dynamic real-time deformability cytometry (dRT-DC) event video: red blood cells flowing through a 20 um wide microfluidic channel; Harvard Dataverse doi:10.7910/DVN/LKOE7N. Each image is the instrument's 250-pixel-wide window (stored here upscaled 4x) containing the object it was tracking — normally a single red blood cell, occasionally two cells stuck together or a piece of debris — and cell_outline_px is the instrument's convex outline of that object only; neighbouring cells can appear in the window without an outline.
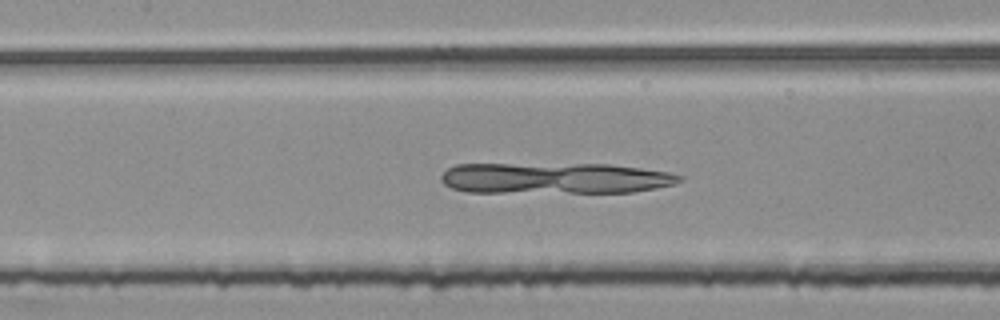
{"species": "common noctule bat (a hibernating species)", "species_latin": "Nyctalus noctula", "temperature_condition": "room temperature", "stored_images_in_passage": 38, "camera_frame_rate_fps": 3000, "um_per_image_px": 0.085, "animal": {"sex": "female", "body_mass_g": 25.1}, "frame": {"image": 1, "passage_image": 10, "time_ms": 3.0, "image_size_px": [1000, 320], "cell_outline_px": [[684, 180], [672, 184], [656, 188], [632, 192], [464, 192], [452, 188], [444, 184], [440, 180], [440, 176], [448, 168], [456, 164], [608, 164], [640, 168], [668, 172], [684, 176]], "centroid_in_image_um": [47.14, 15.14], "position_along_channel_um": 160.3, "area_um2": 43.23}}
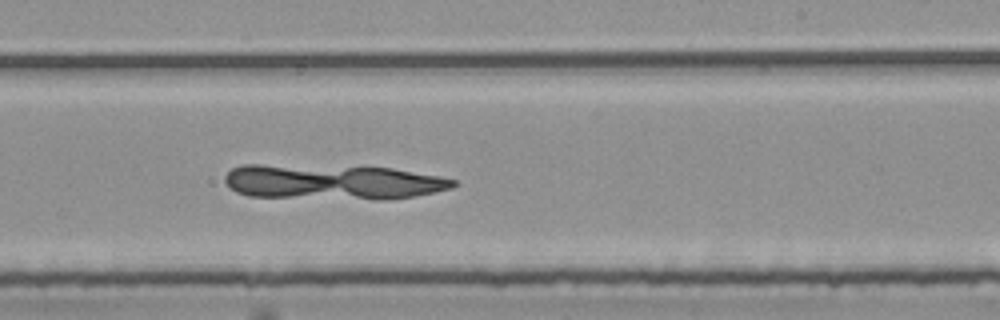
{"frame": {"image": 2, "passage_image": 18, "time_ms": 5.667, "image_size_px": [1000, 320], "cell_outline_px": [[456, 184], [448, 188], [432, 192], [392, 200], [376, 200], [248, 196], [236, 192], [224, 180], [224, 176], [232, 168], [244, 164], [260, 164], [392, 168], [436, 176], [456, 180]], "centroid_in_image_um": [28.21, 15.48], "position_along_channel_um": 260.8, "area_um2": 46.53}}
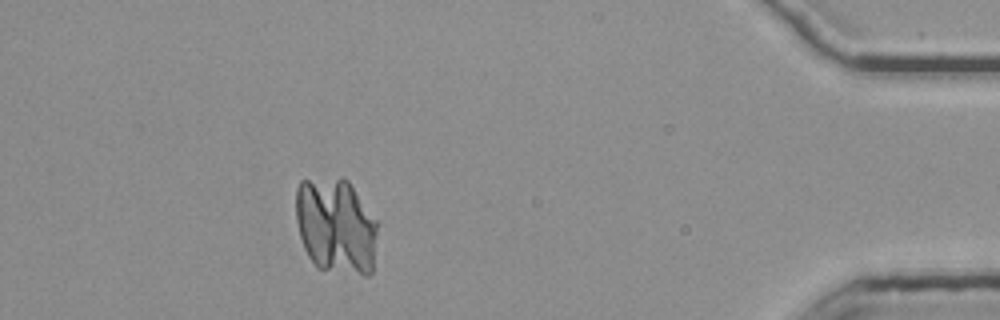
{"frame": {"image": 3, "passage_image": 34, "time_ms": 11.0, "image_size_px": [1000, 320], "cell_outline_px": [[376, 232], [372, 272], [368, 276], [364, 276], [316, 268], [308, 256], [304, 248], [300, 236], [296, 220], [296, 188], [300, 180], [340, 176], [344, 176], [348, 180], [376, 220]], "centroid_in_image_um": [28.52, 19.19], "position_along_channel_um": 406.7, "area_um2": 46.07}}